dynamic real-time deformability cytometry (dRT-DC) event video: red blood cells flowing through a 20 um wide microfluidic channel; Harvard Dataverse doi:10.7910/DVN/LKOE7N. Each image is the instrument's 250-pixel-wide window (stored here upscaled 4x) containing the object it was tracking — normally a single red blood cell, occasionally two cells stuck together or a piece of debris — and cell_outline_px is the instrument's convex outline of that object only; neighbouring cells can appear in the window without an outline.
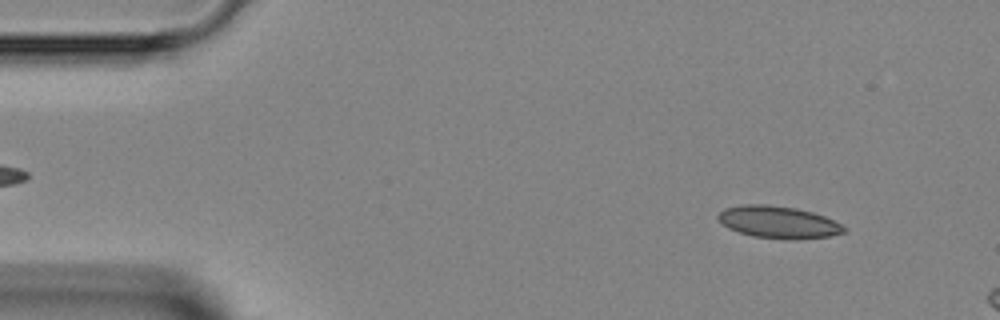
{"species": "Egyptian fruit bat (a non-hibernating species)", "species_latin": "Rousettus aegyptiacus", "temperature_condition": "room temperature", "stored_images_in_passage": 11, "camera_frame_rate_fps": 3000, "um_per_image_px": 0.085, "animal": {"sex": "female"}, "frame": {"image": 1, "passage_image": 4, "time_ms": 1.0, "image_size_px": [1000, 320], "cell_outline_px": [[848, 232], [828, 236], [796, 240], [792, 240], [752, 236], [728, 228], [716, 216], [724, 208], [744, 204], [768, 204], [796, 208], [812, 212], [824, 216], [848, 228]], "centroid_in_image_um": [66.19, 18.88], "position_along_channel_um": 18.8, "area_um2": 23.64}}